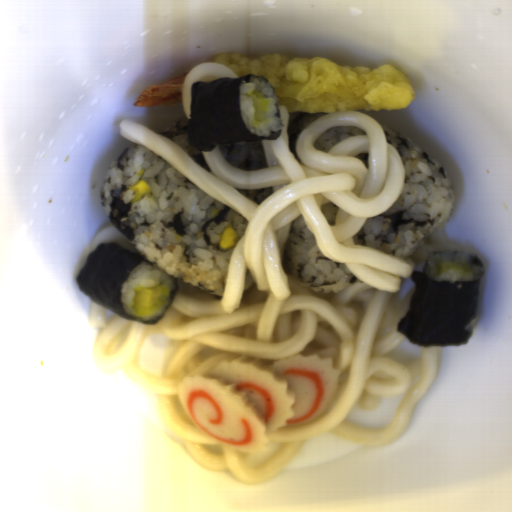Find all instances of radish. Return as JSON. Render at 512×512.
Instances as JSON below:
<instances>
[{
  "mask_svg": "<svg viewBox=\"0 0 512 512\" xmlns=\"http://www.w3.org/2000/svg\"><path fill=\"white\" fill-rule=\"evenodd\" d=\"M448 270H463L464 271V267L461 264L441 262L440 272L444 273Z\"/></svg>",
  "mask_w": 512,
  "mask_h": 512,
  "instance_id": "49b2ee8c",
  "label": "radish"
},
{
  "mask_svg": "<svg viewBox=\"0 0 512 512\" xmlns=\"http://www.w3.org/2000/svg\"><path fill=\"white\" fill-rule=\"evenodd\" d=\"M161 288L158 286L155 288H142L137 293L136 306L143 308H151L156 306L161 298Z\"/></svg>",
  "mask_w": 512,
  "mask_h": 512,
  "instance_id": "1f323893",
  "label": "radish"
},
{
  "mask_svg": "<svg viewBox=\"0 0 512 512\" xmlns=\"http://www.w3.org/2000/svg\"><path fill=\"white\" fill-rule=\"evenodd\" d=\"M254 104V117L258 122H263L264 115L269 108V101L263 93L251 95Z\"/></svg>",
  "mask_w": 512,
  "mask_h": 512,
  "instance_id": "8e3532e8",
  "label": "radish"
}]
</instances>
